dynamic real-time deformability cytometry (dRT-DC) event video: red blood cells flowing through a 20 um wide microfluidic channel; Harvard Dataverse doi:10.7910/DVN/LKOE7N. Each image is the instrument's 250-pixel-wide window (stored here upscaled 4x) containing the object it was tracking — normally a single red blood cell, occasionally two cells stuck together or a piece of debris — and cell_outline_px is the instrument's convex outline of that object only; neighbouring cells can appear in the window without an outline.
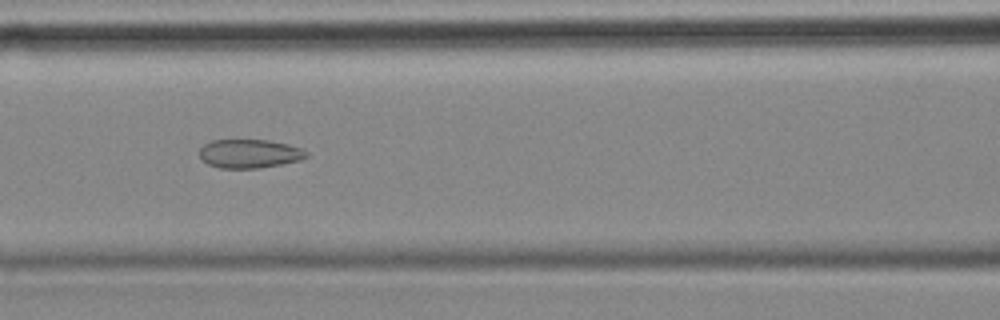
{"species": "common noctule bat (a hibernating species)", "species_latin": "Nyctalus noctula", "temperature_condition": "cold", "stored_images_in_passage": 55, "camera_frame_rate_fps": 3000, "um_per_image_px": 0.085, "animal": {"sex": "female", "body_mass_g": 18.4}, "frame": {"image": 1, "passage_image": 23, "time_ms": 7.333, "image_size_px": [1000, 320], "cell_outline_px": [[308, 156], [300, 160], [260, 168], [220, 168], [208, 164], [200, 156], [200, 148], [204, 144], [212, 140], [268, 140], [288, 144], [300, 148], [308, 152]], "centroid_in_image_um": [21.21, 13.06], "position_along_channel_um": 145.4, "area_um2": 17.8}}
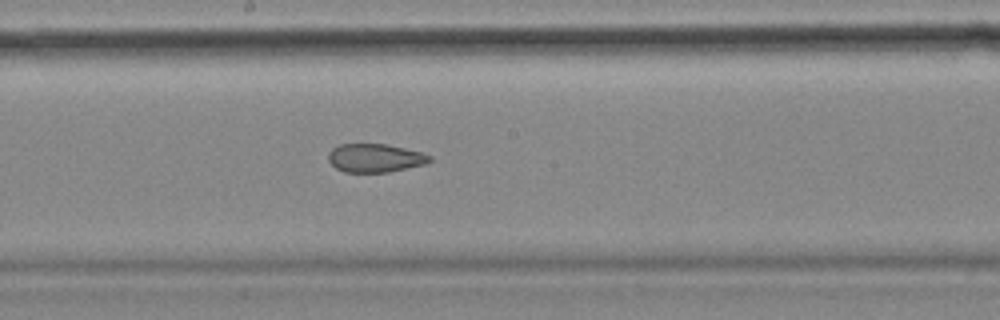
{"frame": {"image": 2, "passage_image": 29, "time_ms": 9.333, "image_size_px": [1000, 320], "cell_outline_px": [[432, 160], [428, 164], [388, 172], [344, 172], [336, 168], [328, 160], [328, 152], [332, 148], [340, 144], [388, 144], [420, 152], [432, 156]], "centroid_in_image_um": [31.9, 13.43], "position_along_channel_um": 216.3, "area_um2": 16.94}}
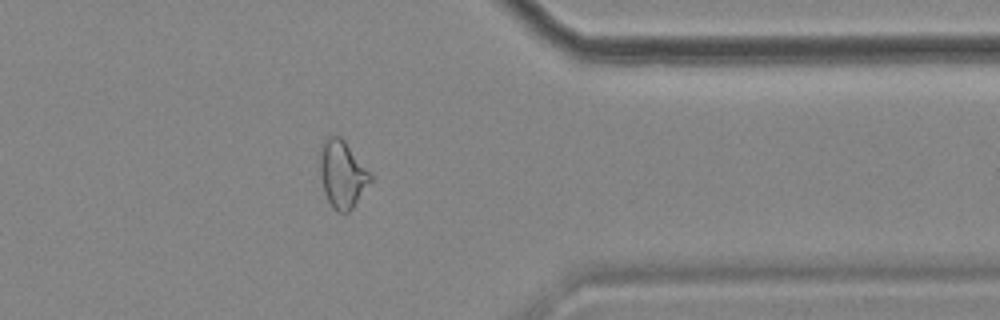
{"frame": {"image": 3, "passage_image": 44, "time_ms": 14.333, "image_size_px": [1000, 320], "cell_outline_px": [[372, 180], [352, 208], [344, 216], [336, 212], [332, 208], [324, 192], [320, 176], [320, 144], [328, 136], [340, 136], [344, 140], [372, 172]], "centroid_in_image_um": [29.1, 14.82], "position_along_channel_um": 382.3, "area_um2": 20.17}, "authors_computed_cell_mechanics": {"area_um2": 20.1722, "velocity_mm_per_s": 3.5616, "shape_relaxation_time_tau1_ms": null, "shape_relaxation_time_tau2_ms": 2.3954, "deformation_change_tau1": null, "deformation_change_tau2": 0.0926}}